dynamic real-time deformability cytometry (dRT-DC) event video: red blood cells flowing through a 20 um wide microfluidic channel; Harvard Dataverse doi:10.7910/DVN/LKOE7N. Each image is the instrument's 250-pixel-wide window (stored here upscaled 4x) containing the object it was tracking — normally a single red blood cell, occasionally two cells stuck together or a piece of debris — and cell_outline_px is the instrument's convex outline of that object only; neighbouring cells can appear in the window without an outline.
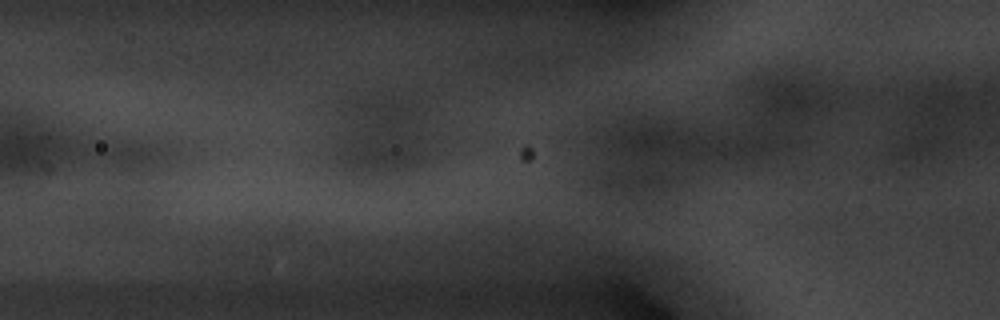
{"species": "common noctule bat (a hibernating species)", "species_latin": "Nyctalus noctula", "temperature_condition": "warm", "stored_images_in_passage": 7, "camera_frame_rate_fps": 3000, "um_per_image_px": 0.085, "animal": {"sex": "male", "body_mass_g": 20.1, "forearm_length_mm": 53.5}, "frame": {"image": 1, "passage_image": 3, "time_ms": 0.667, "image_size_px": [1000, 320], "cell_outline_px": [[560, 252], [460, 252], [412, 248], [408, 244], [408, 240], [480, 236], [540, 236], [560, 240]], "centroid_in_image_um": [41.61, 20.76], "position_along_channel_um": 84.2, "area_um2": 15.37}}
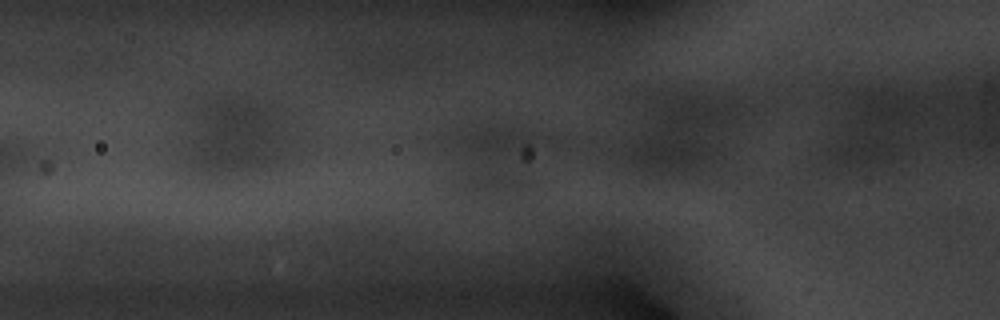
{"frame": {"image": 2, "passage_image": 4, "time_ms": 1.0, "image_size_px": [1000, 320], "cell_outline_px": [[192, 244], [184, 248], [104, 252], [88, 252], [64, 244], [68, 240], [112, 236], [120, 236], [188, 240]], "centroid_in_image_um": [10.69, 20.74], "position_along_channel_um": 115.1, "area_um2": 10.64}}